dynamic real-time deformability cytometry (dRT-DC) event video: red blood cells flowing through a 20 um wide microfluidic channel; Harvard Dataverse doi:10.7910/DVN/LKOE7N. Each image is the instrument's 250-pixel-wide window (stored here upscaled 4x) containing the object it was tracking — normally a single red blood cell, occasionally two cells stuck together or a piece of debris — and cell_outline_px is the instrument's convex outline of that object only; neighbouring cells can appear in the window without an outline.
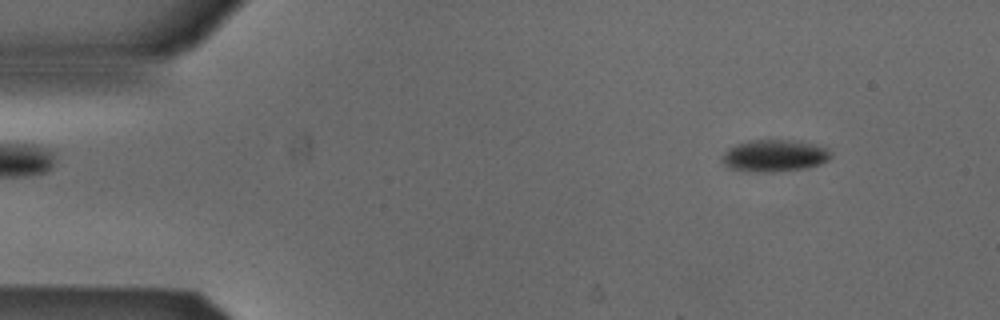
{"species": "Egyptian fruit bat (a non-hibernating species)", "species_latin": "Rousettus aegyptiacus", "temperature_condition": "cold", "stored_images_in_passage": 4, "camera_frame_rate_fps": 3000, "um_per_image_px": 0.085, "animal": {"sex": "male"}, "frame": {"image": 1, "passage_image": 1, "time_ms": 0.0, "image_size_px": [1000, 320], "cell_outline_px": [[832, 156], [828, 160], [820, 164], [804, 168], [772, 172], [748, 172], [728, 168], [724, 164], [720, 156], [728, 148], [736, 144], [752, 140], [788, 140], [812, 144], [824, 148]], "centroid_in_image_um": [65.74, 13.25], "position_along_channel_um": 19.3, "area_um2": 20.11}}
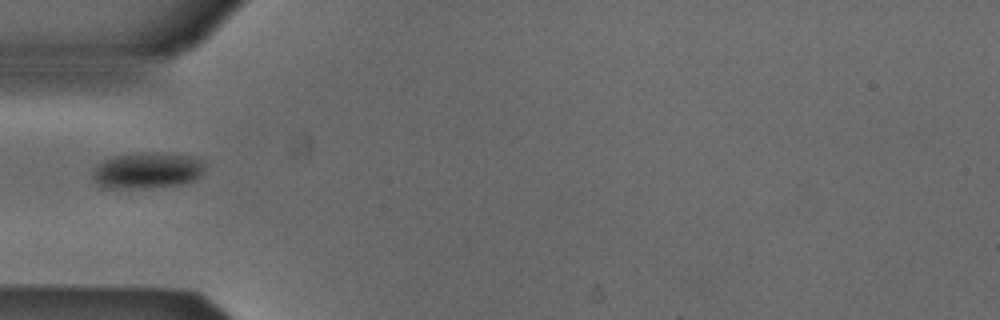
{"frame": {"image": 2, "passage_image": 4, "time_ms": 1.0, "image_size_px": [1000, 320], "cell_outline_px": [[204, 168], [200, 176], [196, 180], [180, 184], [144, 188], [104, 188], [96, 184], [92, 180], [92, 172], [104, 160], [112, 156], [140, 152], [156, 152], [192, 156], [200, 160], [204, 164]], "centroid_in_image_um": [12.49, 14.49], "position_along_channel_um": 72.5, "area_um2": 23.76}}